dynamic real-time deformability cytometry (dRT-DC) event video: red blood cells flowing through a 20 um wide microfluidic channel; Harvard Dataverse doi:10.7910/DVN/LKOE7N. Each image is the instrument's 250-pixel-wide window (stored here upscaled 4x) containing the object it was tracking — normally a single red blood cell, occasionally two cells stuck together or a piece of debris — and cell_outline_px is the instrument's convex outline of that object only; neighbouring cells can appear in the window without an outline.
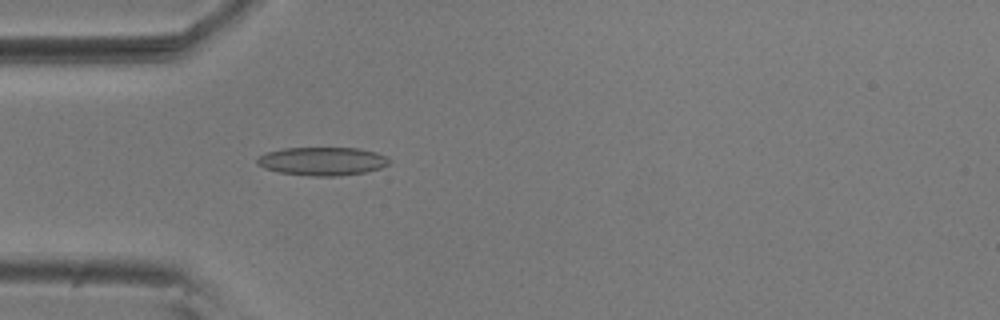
{"species": "common noctule bat (a hibernating species)", "species_latin": "Nyctalus noctula", "temperature_condition": "room temperature", "stored_images_in_passage": 54, "camera_frame_rate_fps": 3000, "um_per_image_px": 0.085, "animal": {"sex": "male", "body_mass_g": 20.5, "forearm_length_mm": 52.5}, "frame": {"image": 1, "passage_image": 16, "time_ms": 5.0, "image_size_px": [1000, 320], "cell_outline_px": [[392, 160], [388, 164], [380, 168], [364, 172], [336, 176], [312, 176], [280, 172], [264, 168], [256, 164], [256, 160], [260, 156], [268, 152], [284, 148], [360, 148], [376, 152]], "centroid_in_image_um": [27.41, 13.7], "position_along_channel_um": 57.6, "area_um2": 21.68}}
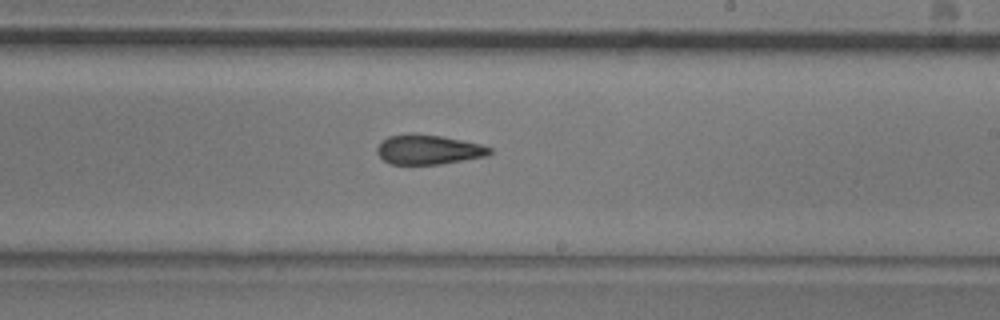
{"frame": {"image": 2, "passage_image": 32, "time_ms": 10.333, "image_size_px": [1000, 320], "cell_outline_px": [[492, 152], [488, 156], [440, 164], [392, 164], [384, 160], [376, 152], [376, 148], [388, 136], [408, 132], [412, 132], [440, 136], [480, 144], [492, 148]], "centroid_in_image_um": [36.41, 12.7], "position_along_channel_um": 252.6, "area_um2": 19.48}}
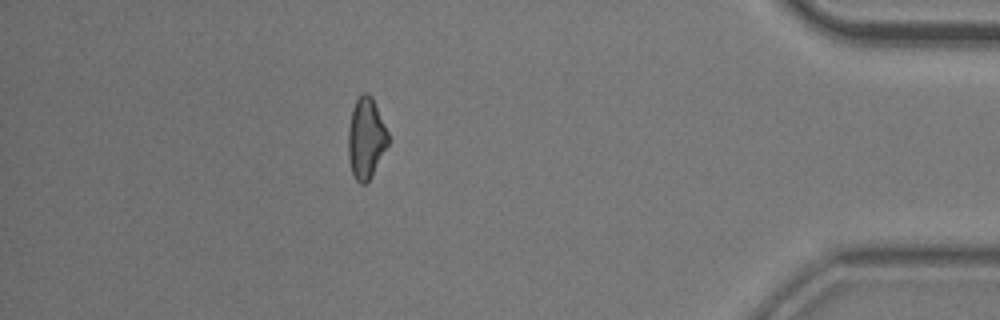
{"frame": {"image": 3, "passage_image": 48, "time_ms": 15.667, "image_size_px": [1000, 320], "cell_outline_px": [[388, 144], [372, 176], [364, 184], [360, 184], [356, 180], [352, 172], [348, 156], [348, 128], [352, 108], [360, 92], [368, 92], [372, 96], [388, 132]], "centroid_in_image_um": [31.1, 11.71], "position_along_channel_um": 404.1, "area_um2": 18.9}, "authors_computed_cell_mechanics": {"area_um2": 20.1433, "velocity_mm_per_s": 3.6962, "shape_relaxation_time_tau1_ms": null, "shape_relaxation_time_tau2_ms": 4.636, "deformation_change_tau1": null, "deformation_change_tau2": 0.142}}